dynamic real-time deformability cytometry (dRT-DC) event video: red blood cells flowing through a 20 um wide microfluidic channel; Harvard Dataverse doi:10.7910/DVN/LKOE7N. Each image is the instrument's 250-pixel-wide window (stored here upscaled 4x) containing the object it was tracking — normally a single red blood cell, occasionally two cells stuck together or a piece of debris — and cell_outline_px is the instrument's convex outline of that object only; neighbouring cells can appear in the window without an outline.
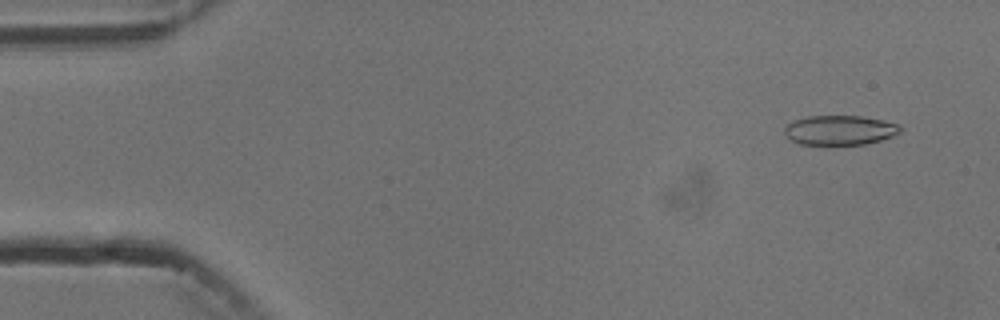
{"species": "common noctule bat (a hibernating species)", "species_latin": "Nyctalus noctula", "temperature_condition": "cold", "stored_images_in_passage": 5, "camera_frame_rate_fps": 3000, "um_per_image_px": 0.085, "animal": {"sex": "male", "body_mass_g": 13.3}, "frame": {"image": 1, "passage_image": 2, "time_ms": 1.0, "image_size_px": [1000, 320], "cell_outline_px": [[904, 128], [900, 132], [892, 136], [880, 140], [864, 144], [800, 144], [784, 136], [784, 128], [792, 120], [808, 116], [860, 116], [884, 120], [900, 124]], "centroid_in_image_um": [71.39, 11.05], "position_along_channel_um": 13.6, "area_um2": 20.06}}